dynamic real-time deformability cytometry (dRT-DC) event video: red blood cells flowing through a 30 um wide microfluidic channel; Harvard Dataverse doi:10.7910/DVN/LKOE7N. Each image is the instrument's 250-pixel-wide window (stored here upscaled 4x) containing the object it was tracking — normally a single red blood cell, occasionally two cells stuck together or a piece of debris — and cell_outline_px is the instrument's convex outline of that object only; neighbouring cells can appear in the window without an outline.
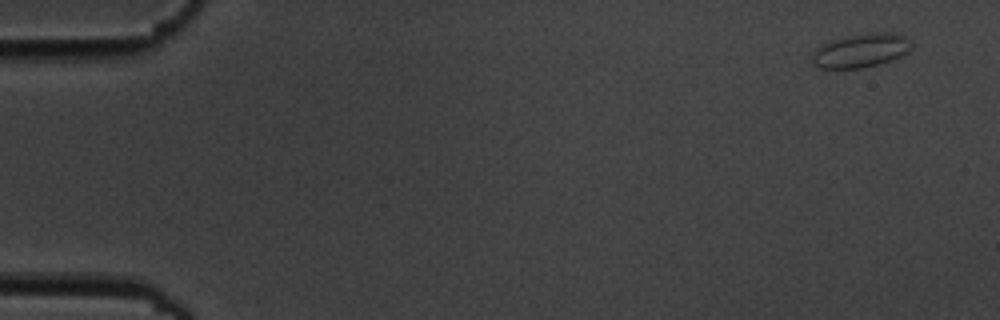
{"species": "common noctule bat (a hibernating species)", "species_latin": "Nyctalus noctula", "temperature_condition": "cold", "stored_images_in_passage": 5, "camera_frame_rate_fps": 3000, "um_per_image_px": 0.085, "animal": {"sex": "male", "body_mass_g": 19.5, "forearm_length_mm": 54.6}, "frame": {"image": 1, "passage_image": 1, "time_ms": 0.0, "image_size_px": [1000, 320], "cell_outline_px": [[912, 48], [908, 52], [900, 56], [880, 64], [860, 68], [820, 68], [812, 64], [812, 52], [820, 44], [832, 40], [848, 36], [884, 32], [888, 32], [904, 36], [912, 44]], "centroid_in_image_um": [73.14, 4.31], "position_along_channel_um": 11.9, "area_um2": 19.42}}
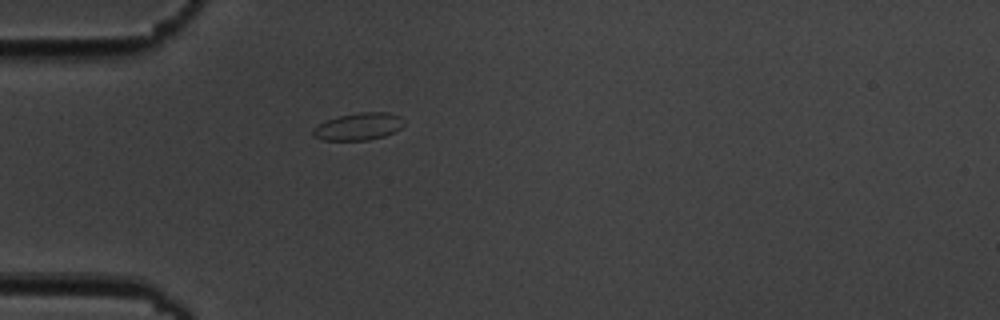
{"frame": {"image": 2, "passage_image": 5, "time_ms": 4.667, "image_size_px": [1000, 320], "cell_outline_px": [[404, 124], [396, 132], [384, 136], [368, 140], [324, 140], [312, 136], [312, 128], [328, 120], [340, 116], [360, 112], [388, 112], [400, 116], [404, 120]], "centroid_in_image_um": [30.5, 10.76], "position_along_channel_um": 54.5, "area_um2": 14.45}}